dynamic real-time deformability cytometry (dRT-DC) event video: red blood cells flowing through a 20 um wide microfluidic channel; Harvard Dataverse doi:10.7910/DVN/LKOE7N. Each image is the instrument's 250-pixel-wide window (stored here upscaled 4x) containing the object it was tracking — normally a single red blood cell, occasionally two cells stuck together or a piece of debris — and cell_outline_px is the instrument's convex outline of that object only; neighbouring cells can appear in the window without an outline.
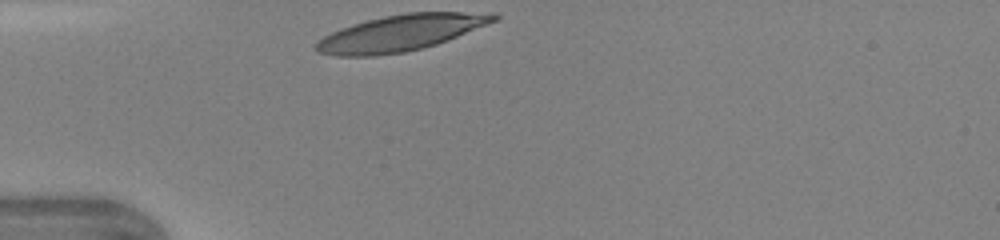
{"species": "human", "species_latin": "Homo sapiens", "temperature_condition": "warm", "stored_images_in_passage": 25, "camera_frame_rate_fps": 3000, "um_per_image_px": 0.085, "donor": {"sex": "female"}, "frame": {"image": 1, "passage_image": 1, "time_ms": 0.0, "image_size_px": [1000, 240], "cell_outline_px": [[500, 16], [496, 20], [436, 44], [404, 52], [376, 56], [336, 56], [316, 52], [316, 44], [324, 36], [332, 32], [352, 24], [384, 16], [404, 12], [492, 12]], "centroid_in_image_um": [34.04, 2.79], "position_along_channel_um": 51.0, "area_um2": 36.99}}
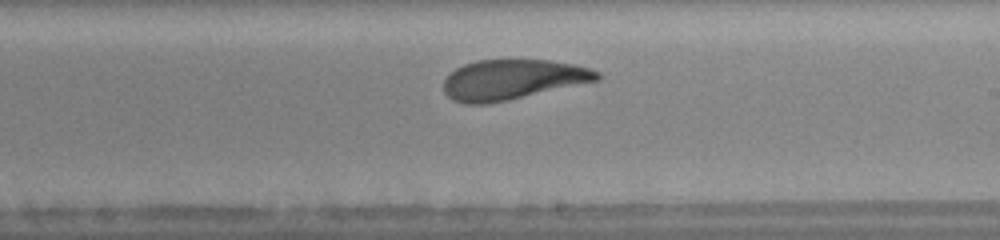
{"frame": {"image": 2, "passage_image": 15, "time_ms": 4.667, "image_size_px": [1000, 240], "cell_outline_px": [[600, 80], [508, 100], [484, 104], [464, 104], [452, 100], [444, 92], [444, 80], [448, 72], [464, 64], [476, 60], [548, 60], [576, 64], [600, 72]], "centroid_in_image_um": [43.54, 6.76], "position_along_channel_um": 245.5, "area_um2": 35.95}}
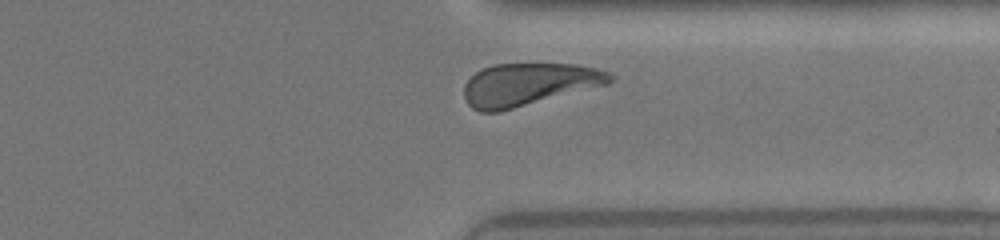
{"frame": {"image": 3, "passage_image": 23, "time_ms": 7.333, "image_size_px": [1000, 240], "cell_outline_px": [[616, 76], [608, 84], [500, 112], [480, 112], [472, 108], [468, 104], [464, 96], [464, 84], [476, 72], [492, 64], [576, 64], [596, 68], [612, 72]], "centroid_in_image_um": [44.95, 7.17], "position_along_channel_um": 366.4, "area_um2": 36.36}}